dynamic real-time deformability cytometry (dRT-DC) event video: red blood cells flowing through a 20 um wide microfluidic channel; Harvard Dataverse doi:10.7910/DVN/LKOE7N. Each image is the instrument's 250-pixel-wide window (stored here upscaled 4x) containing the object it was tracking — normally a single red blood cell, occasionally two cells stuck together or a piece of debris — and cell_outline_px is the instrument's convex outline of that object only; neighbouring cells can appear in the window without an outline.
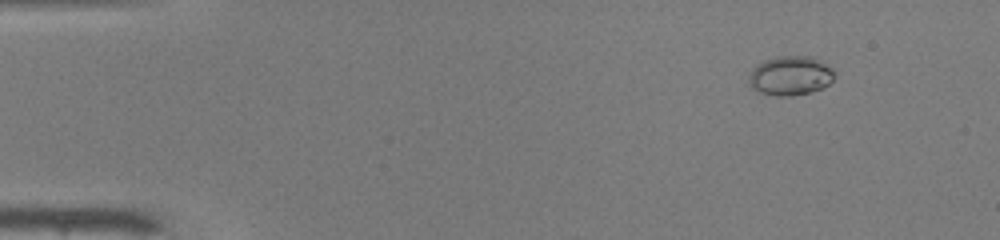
{"species": "common noctule bat (a hibernating species)", "species_latin": "Nyctalus noctula", "temperature_condition": "warm", "stored_images_in_passage": 50, "camera_frame_rate_fps": 3000, "um_per_image_px": 0.085, "animal": {"sex": "male", "body_mass_g": 19.0, "forearm_length_mm": 50.8}, "frame": {"image": 1, "passage_image": 6, "time_ms": 1.667, "image_size_px": [1000, 240], "cell_outline_px": [[832, 80], [828, 84], [820, 88], [808, 92], [792, 96], [776, 96], [760, 92], [752, 88], [748, 84], [748, 76], [752, 68], [768, 60], [780, 56], [812, 56], [832, 68]], "centroid_in_image_um": [67.14, 6.44], "position_along_channel_um": 17.9, "area_um2": 19.25}}
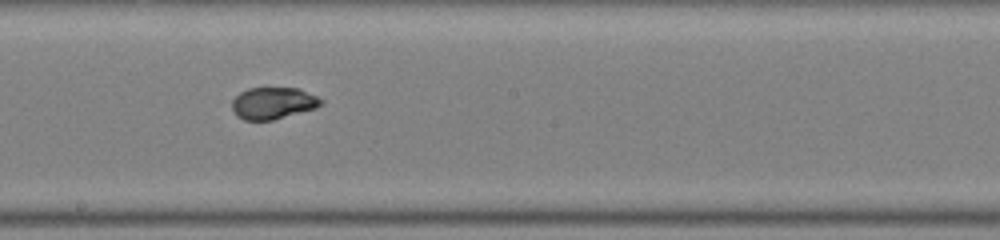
{"frame": {"image": 2, "passage_image": 29, "time_ms": 9.333, "image_size_px": [1000, 240], "cell_outline_px": [[324, 104], [316, 108], [272, 120], [244, 120], [236, 116], [232, 108], [232, 100], [240, 92], [248, 88], [300, 88], [324, 100]], "centroid_in_image_um": [23.22, 8.76], "position_along_channel_um": 225.0, "area_um2": 16.59}}
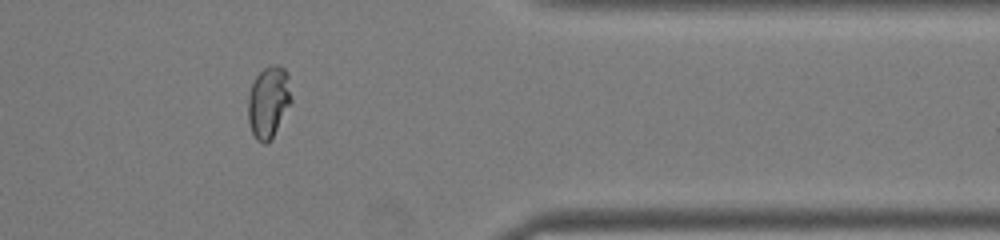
{"frame": {"image": 3, "passage_image": 42, "time_ms": 13.667, "image_size_px": [1000, 240], "cell_outline_px": [[292, 100], [268, 144], [264, 144], [256, 140], [252, 132], [248, 120], [248, 96], [252, 84], [256, 76], [268, 64], [276, 64], [284, 68], [288, 72], [292, 96]], "centroid_in_image_um": [22.83, 8.63], "position_along_channel_um": 388.6, "area_um2": 18.15}}